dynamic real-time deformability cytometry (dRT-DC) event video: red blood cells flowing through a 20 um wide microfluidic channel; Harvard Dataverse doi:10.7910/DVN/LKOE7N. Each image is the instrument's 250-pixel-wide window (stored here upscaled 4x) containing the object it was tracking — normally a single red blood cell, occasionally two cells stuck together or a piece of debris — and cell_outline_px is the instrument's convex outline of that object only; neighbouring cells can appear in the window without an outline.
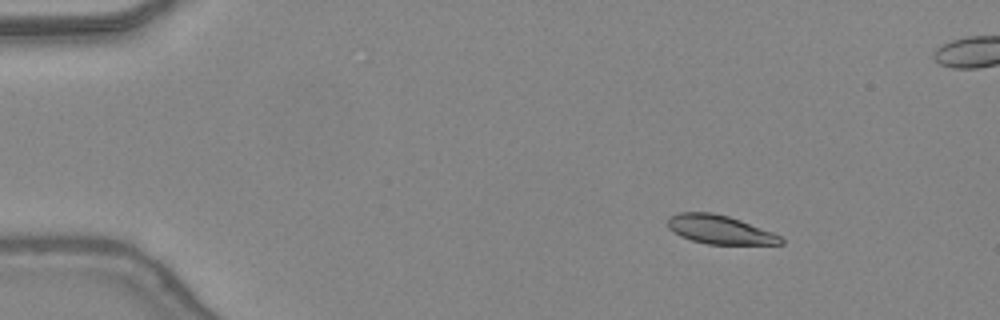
{"species": "common noctule bat (a hibernating species)", "species_latin": "Nyctalus noctula", "temperature_condition": "warm", "stored_images_in_passage": 42, "segment_of_instrument_passage": [1, 2], "camera_frame_rate_fps": 3000, "um_per_image_px": 0.085, "animal": {"sex": "female", "body_mass_g": 24.6, "forearm_length_mm": 56.2}, "frame": {"image": 1, "passage_image": 1, "time_ms": 0.0, "image_size_px": [1000, 320], "cell_outline_px": [[784, 244], [708, 244], [692, 240], [680, 236], [672, 232], [668, 228], [668, 216], [680, 212], [712, 212], [728, 216], [740, 220], [772, 232], [780, 236], [784, 240]], "centroid_in_image_um": [61.15, 19.51], "position_along_channel_um": 23.9, "area_um2": 18.9}}
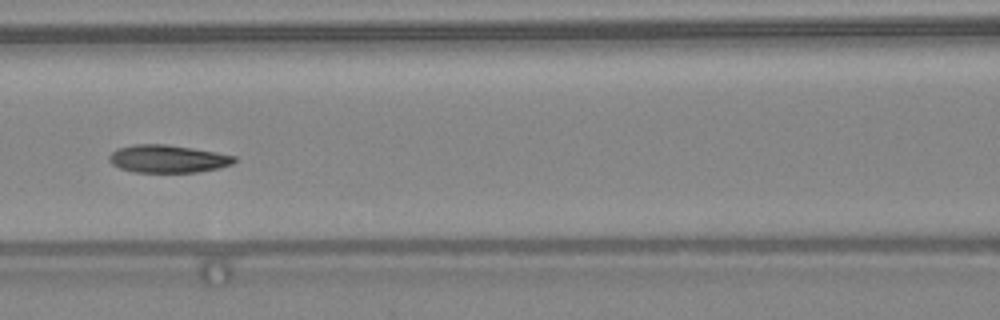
{"frame": {"image": 2, "passage_image": 16, "time_ms": 5.0, "image_size_px": [1000, 320], "cell_outline_px": [[236, 160], [232, 164], [216, 168], [196, 172], [136, 172], [120, 168], [112, 164], [108, 160], [108, 156], [116, 148], [136, 144], [164, 144], [192, 148], [216, 152], [236, 156]], "centroid_in_image_um": [14.23, 13.49], "position_along_channel_um": 152.4, "area_um2": 20.11}}
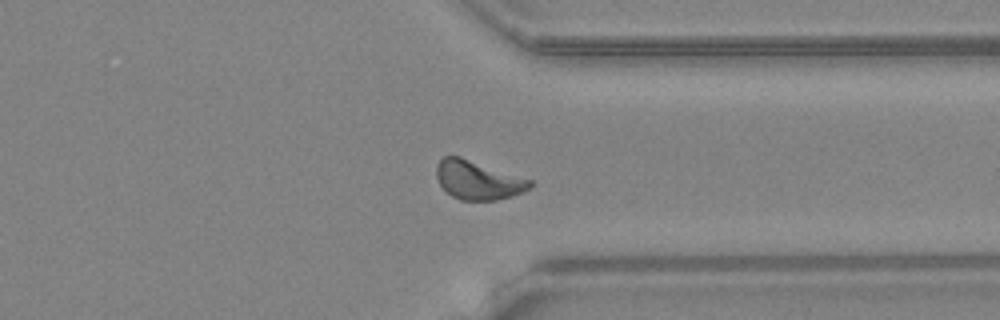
{"frame": {"image": 3, "passage_image": 31, "time_ms": 10.0, "image_size_px": [1000, 320], "cell_outline_px": [[532, 184], [524, 192], [512, 196], [496, 200], [460, 200], [452, 196], [440, 184], [436, 176], [436, 164], [444, 156], [460, 156], [532, 180]], "centroid_in_image_um": [40.62, 15.3], "position_along_channel_um": 370.8, "area_um2": 21.04}}